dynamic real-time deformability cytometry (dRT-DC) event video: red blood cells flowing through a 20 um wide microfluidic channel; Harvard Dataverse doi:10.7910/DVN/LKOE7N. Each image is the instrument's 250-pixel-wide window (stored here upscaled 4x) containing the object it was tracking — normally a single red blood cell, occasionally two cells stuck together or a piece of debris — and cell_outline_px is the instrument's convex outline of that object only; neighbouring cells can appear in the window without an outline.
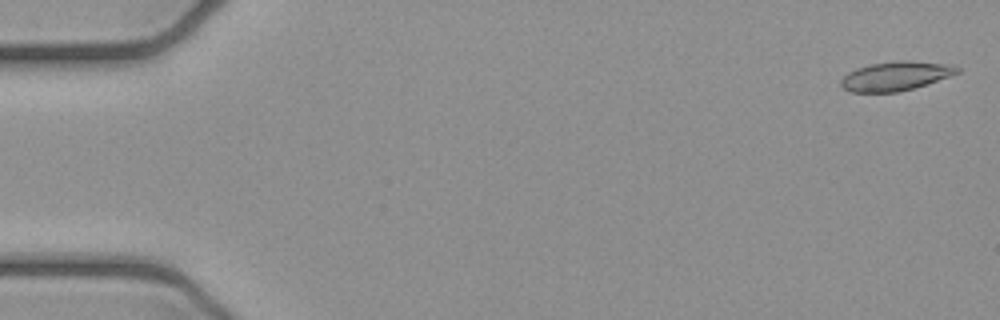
{"species": "common noctule bat (a hibernating species)", "species_latin": "Nyctalus noctula", "temperature_condition": "cold", "stored_images_in_passage": 5, "camera_frame_rate_fps": 3000, "um_per_image_px": 0.085, "animal": {"sex": "female", "body_mass_g": 21.9}, "frame": {"image": 1, "passage_image": 1, "time_ms": 0.0, "image_size_px": [1000, 320], "cell_outline_px": [[960, 72], [900, 92], [848, 92], [840, 84], [840, 80], [848, 72], [856, 68], [872, 64], [896, 60], [908, 60], [956, 64], [960, 68]], "centroid_in_image_um": [76.13, 6.44], "position_along_channel_um": 8.9, "area_um2": 19.77}}
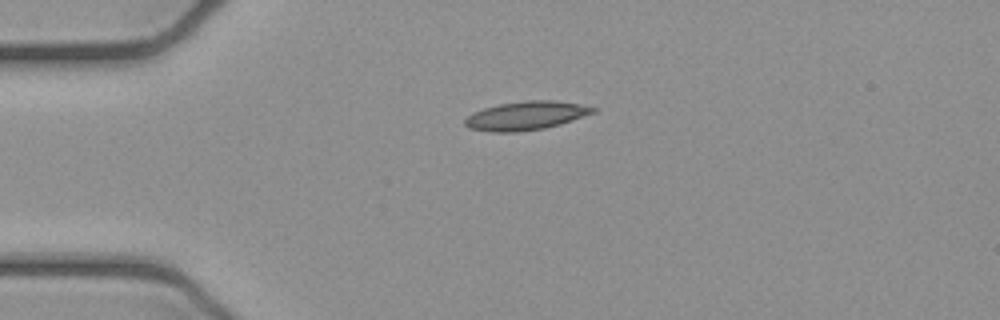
{"frame": {"image": 2, "passage_image": 4, "time_ms": 1.0, "image_size_px": [1000, 320], "cell_outline_px": [[596, 112], [560, 124], [544, 128], [516, 132], [492, 132], [468, 128], [464, 124], [464, 120], [472, 112], [484, 108], [500, 104], [524, 100], [556, 100], [580, 104], [596, 108]], "centroid_in_image_um": [44.69, 9.83], "position_along_channel_um": 40.3, "area_um2": 21.39}}